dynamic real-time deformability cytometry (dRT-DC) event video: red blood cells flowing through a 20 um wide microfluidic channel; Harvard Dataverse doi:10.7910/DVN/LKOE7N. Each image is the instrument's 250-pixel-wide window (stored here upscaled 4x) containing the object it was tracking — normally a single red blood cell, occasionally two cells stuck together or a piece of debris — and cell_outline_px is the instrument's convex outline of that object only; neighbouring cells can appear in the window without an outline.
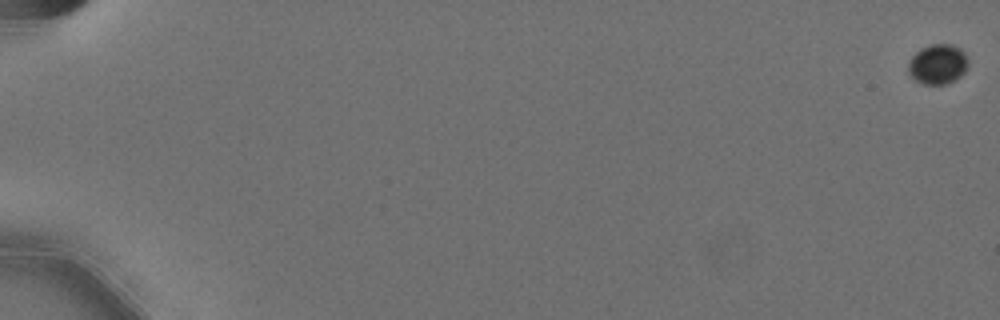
{"species": "Egyptian fruit bat (a non-hibernating species)", "species_latin": "Rousettus aegyptiacus", "temperature_condition": "cold", "stored_images_in_passage": 60, "camera_frame_rate_fps": 3000, "um_per_image_px": 0.085, "animal": {"sex": "female"}, "frame": {"image": 1, "passage_image": 1, "time_ms": 0.0, "image_size_px": [1000, 320], "cell_outline_px": [[968, 64], [964, 72], [960, 76], [948, 84], [924, 84], [916, 80], [908, 72], [908, 60], [920, 48], [932, 44], [952, 44], [960, 48], [964, 52], [968, 60]], "centroid_in_image_um": [79.71, 5.44], "position_along_channel_um": 5.3, "area_um2": 13.99}}
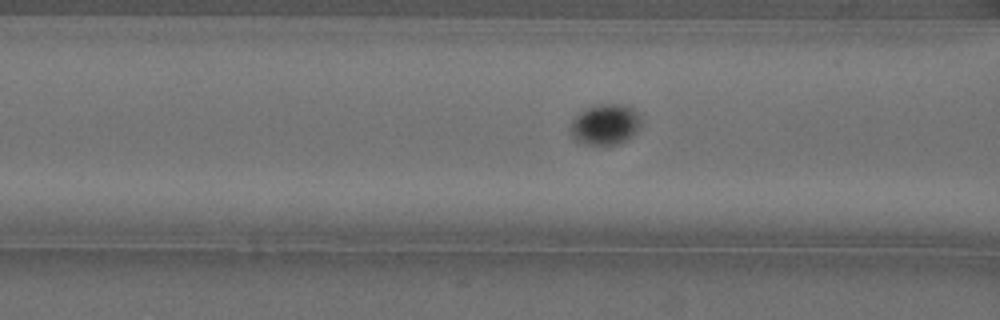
{"frame": {"image": 2, "passage_image": 27, "time_ms": 8.667, "image_size_px": [1000, 320], "cell_outline_px": [[640, 124], [632, 136], [616, 144], [588, 144], [576, 140], [572, 136], [572, 120], [580, 112], [588, 108], [600, 104], [624, 104], [636, 108], [640, 116]], "centroid_in_image_um": [51.48, 10.55], "position_along_channel_um": 115.1, "area_um2": 16.42}}
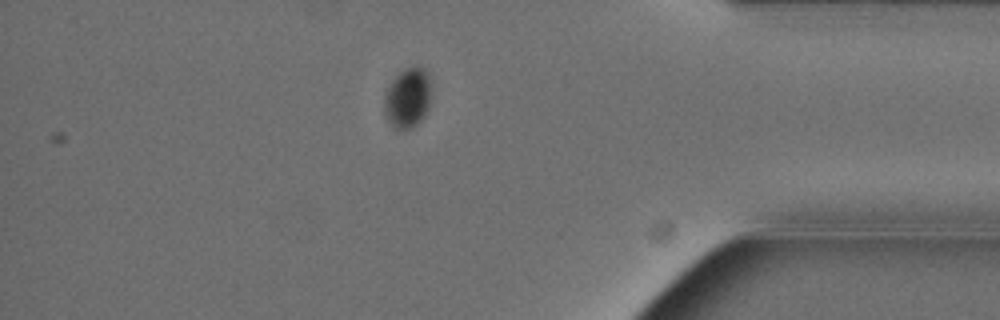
{"frame": {"image": 3, "passage_image": 53, "time_ms": 17.333, "image_size_px": [1000, 320], "cell_outline_px": [[432, 92], [428, 108], [424, 116], [412, 128], [396, 128], [388, 120], [384, 112], [384, 96], [392, 80], [404, 68], [424, 68], [428, 72], [432, 88]], "centroid_in_image_um": [34.68, 8.3], "position_along_channel_um": 400.5, "area_um2": 16.36}}